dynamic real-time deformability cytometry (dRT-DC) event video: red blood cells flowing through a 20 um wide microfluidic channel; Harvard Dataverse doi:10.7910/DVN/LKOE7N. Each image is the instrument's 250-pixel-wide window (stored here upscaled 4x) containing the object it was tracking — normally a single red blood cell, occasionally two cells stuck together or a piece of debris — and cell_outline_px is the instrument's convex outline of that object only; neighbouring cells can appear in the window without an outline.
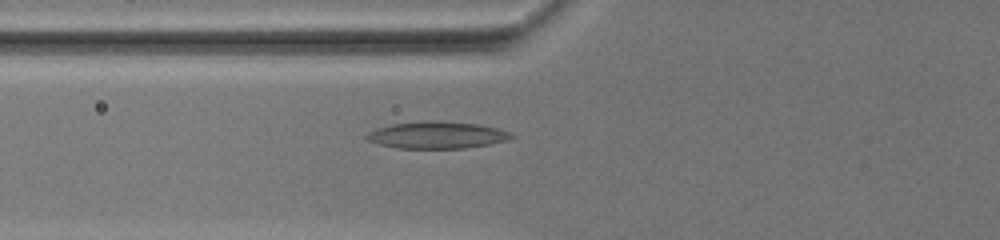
{"species": "common noctule bat (a hibernating species)", "species_latin": "Nyctalus noctula", "temperature_condition": "warm", "stored_images_in_passage": 50, "camera_frame_rate_fps": 3000, "um_per_image_px": 0.085, "animal": {"sex": "female", "body_mass_g": 19.5, "forearm_length_mm": 54.1}, "frame": {"image": 1, "passage_image": 9, "time_ms": 2.667, "image_size_px": [1000, 240], "cell_outline_px": [[516, 136], [508, 140], [488, 144], [464, 148], [396, 148], [380, 144], [368, 140], [364, 136], [368, 132], [376, 128], [392, 124], [432, 120], [436, 120], [476, 124], [496, 128], [512, 132]], "centroid_in_image_um": [37.15, 11.47], "position_along_channel_um": 88.7, "area_um2": 22.66}}
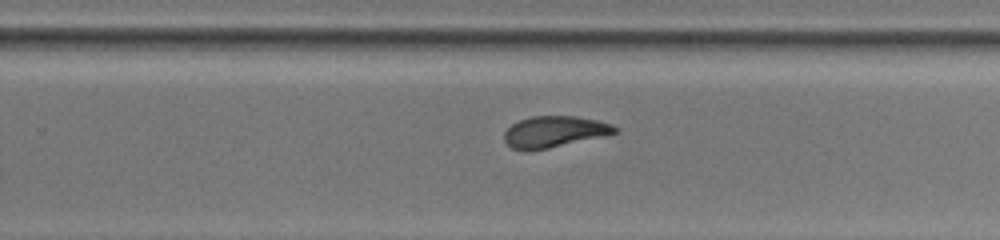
{"frame": {"image": 2, "passage_image": 28, "time_ms": 9.0, "image_size_px": [1000, 240], "cell_outline_px": [[620, 132], [604, 136], [548, 148], [528, 152], [512, 148], [504, 140], [504, 132], [512, 124], [520, 120], [532, 116], [576, 116], [596, 120], [612, 124], [620, 128]], "centroid_in_image_um": [47.14, 11.2], "position_along_channel_um": 282.7, "area_um2": 20.29}}
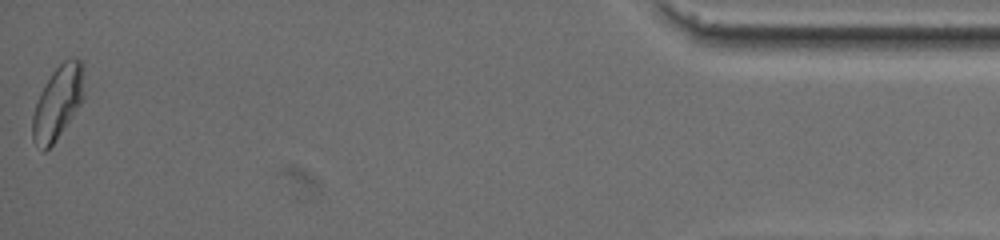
{"frame": {"image": 3, "passage_image": 50, "time_ms": 16.333, "image_size_px": [1000, 240], "cell_outline_px": [[84, 100], [52, 144], [44, 152], [32, 140], [32, 116], [40, 92], [52, 72], [64, 60], [72, 56], [76, 56], [80, 60], [84, 96]], "centroid_in_image_um": [4.89, 8.71], "position_along_channel_um": 430.3, "area_um2": 21.68}, "authors_computed_cell_mechanics": {"area_um2": 20.9814, "velocity_mm_per_s": 3.064, "shape_relaxation_time_tau1_ms": null, "shape_relaxation_time_tau2_ms": 2.942, "deformation_change_tau1": null, "deformation_change_tau2": 0.0862}}